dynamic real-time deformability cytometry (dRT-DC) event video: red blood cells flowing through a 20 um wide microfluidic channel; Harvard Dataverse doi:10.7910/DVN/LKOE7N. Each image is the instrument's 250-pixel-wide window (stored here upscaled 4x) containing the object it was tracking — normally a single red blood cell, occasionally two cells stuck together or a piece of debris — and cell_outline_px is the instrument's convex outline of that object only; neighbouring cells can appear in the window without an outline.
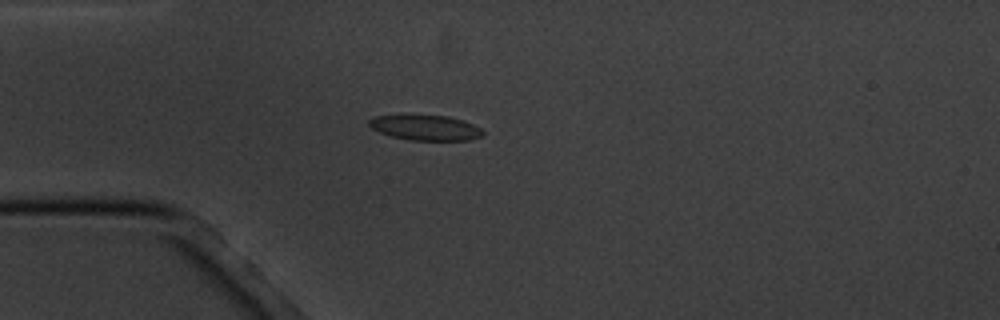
{"species": "common noctule bat (a hibernating species)", "species_latin": "Nyctalus noctula", "temperature_condition": "cold", "stored_images_in_passage": 5, "camera_frame_rate_fps": 3000, "um_per_image_px": 0.085, "animal": {"sex": "male", "body_mass_g": 20.1, "forearm_length_mm": 53.5}, "frame": {"image": 1, "passage_image": 4, "time_ms": 3.333, "image_size_px": [1000, 320], "cell_outline_px": [[484, 136], [468, 140], [408, 140], [392, 136], [380, 132], [372, 128], [368, 124], [368, 120], [372, 116], [404, 112], [448, 116], [464, 120], [480, 128], [484, 132]], "centroid_in_image_um": [36.1, 10.79], "position_along_channel_um": 48.9, "area_um2": 17.63}}